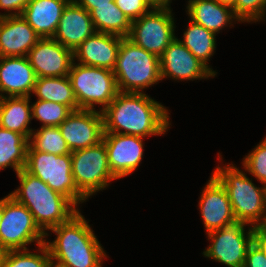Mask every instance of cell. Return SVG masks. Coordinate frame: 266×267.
<instances>
[{
	"instance_id": "cell-40",
	"label": "cell",
	"mask_w": 266,
	"mask_h": 267,
	"mask_svg": "<svg viewBox=\"0 0 266 267\" xmlns=\"http://www.w3.org/2000/svg\"><path fill=\"white\" fill-rule=\"evenodd\" d=\"M46 267H66L65 265H62L58 262H56L55 260L51 259L48 261L47 266Z\"/></svg>"
},
{
	"instance_id": "cell-22",
	"label": "cell",
	"mask_w": 266,
	"mask_h": 267,
	"mask_svg": "<svg viewBox=\"0 0 266 267\" xmlns=\"http://www.w3.org/2000/svg\"><path fill=\"white\" fill-rule=\"evenodd\" d=\"M186 9L189 20L200 24L216 35L228 26L233 27L234 22H239L232 8L215 0H188Z\"/></svg>"
},
{
	"instance_id": "cell-36",
	"label": "cell",
	"mask_w": 266,
	"mask_h": 267,
	"mask_svg": "<svg viewBox=\"0 0 266 267\" xmlns=\"http://www.w3.org/2000/svg\"><path fill=\"white\" fill-rule=\"evenodd\" d=\"M253 242L266 256V224L254 226Z\"/></svg>"
},
{
	"instance_id": "cell-4",
	"label": "cell",
	"mask_w": 266,
	"mask_h": 267,
	"mask_svg": "<svg viewBox=\"0 0 266 267\" xmlns=\"http://www.w3.org/2000/svg\"><path fill=\"white\" fill-rule=\"evenodd\" d=\"M211 174L225 187L236 221L253 227L265 224V185L257 187L245 171L232 163H225V166L220 163Z\"/></svg>"
},
{
	"instance_id": "cell-13",
	"label": "cell",
	"mask_w": 266,
	"mask_h": 267,
	"mask_svg": "<svg viewBox=\"0 0 266 267\" xmlns=\"http://www.w3.org/2000/svg\"><path fill=\"white\" fill-rule=\"evenodd\" d=\"M160 58L161 79L193 81L215 77L216 75L186 48L179 38L165 49Z\"/></svg>"
},
{
	"instance_id": "cell-34",
	"label": "cell",
	"mask_w": 266,
	"mask_h": 267,
	"mask_svg": "<svg viewBox=\"0 0 266 267\" xmlns=\"http://www.w3.org/2000/svg\"><path fill=\"white\" fill-rule=\"evenodd\" d=\"M243 267H266V256L254 242L247 249Z\"/></svg>"
},
{
	"instance_id": "cell-39",
	"label": "cell",
	"mask_w": 266,
	"mask_h": 267,
	"mask_svg": "<svg viewBox=\"0 0 266 267\" xmlns=\"http://www.w3.org/2000/svg\"><path fill=\"white\" fill-rule=\"evenodd\" d=\"M220 4L226 5L230 8H233L235 6L236 0H215Z\"/></svg>"
},
{
	"instance_id": "cell-33",
	"label": "cell",
	"mask_w": 266,
	"mask_h": 267,
	"mask_svg": "<svg viewBox=\"0 0 266 267\" xmlns=\"http://www.w3.org/2000/svg\"><path fill=\"white\" fill-rule=\"evenodd\" d=\"M117 7L133 21L148 13L152 8L146 0H114Z\"/></svg>"
},
{
	"instance_id": "cell-12",
	"label": "cell",
	"mask_w": 266,
	"mask_h": 267,
	"mask_svg": "<svg viewBox=\"0 0 266 267\" xmlns=\"http://www.w3.org/2000/svg\"><path fill=\"white\" fill-rule=\"evenodd\" d=\"M58 127L71 152L95 146L103 140L104 119L98 110L73 111Z\"/></svg>"
},
{
	"instance_id": "cell-6",
	"label": "cell",
	"mask_w": 266,
	"mask_h": 267,
	"mask_svg": "<svg viewBox=\"0 0 266 267\" xmlns=\"http://www.w3.org/2000/svg\"><path fill=\"white\" fill-rule=\"evenodd\" d=\"M73 92L80 109L102 112L119 93L112 70L86 66L75 61L69 71ZM101 106L98 109L95 107Z\"/></svg>"
},
{
	"instance_id": "cell-37",
	"label": "cell",
	"mask_w": 266,
	"mask_h": 267,
	"mask_svg": "<svg viewBox=\"0 0 266 267\" xmlns=\"http://www.w3.org/2000/svg\"><path fill=\"white\" fill-rule=\"evenodd\" d=\"M78 6L83 7L89 13L98 6L116 5L114 0H73Z\"/></svg>"
},
{
	"instance_id": "cell-15",
	"label": "cell",
	"mask_w": 266,
	"mask_h": 267,
	"mask_svg": "<svg viewBox=\"0 0 266 267\" xmlns=\"http://www.w3.org/2000/svg\"><path fill=\"white\" fill-rule=\"evenodd\" d=\"M27 58L36 77L68 76L74 62L73 51L54 38H40Z\"/></svg>"
},
{
	"instance_id": "cell-21",
	"label": "cell",
	"mask_w": 266,
	"mask_h": 267,
	"mask_svg": "<svg viewBox=\"0 0 266 267\" xmlns=\"http://www.w3.org/2000/svg\"><path fill=\"white\" fill-rule=\"evenodd\" d=\"M71 0H31L22 16L40 38H53L62 12Z\"/></svg>"
},
{
	"instance_id": "cell-29",
	"label": "cell",
	"mask_w": 266,
	"mask_h": 267,
	"mask_svg": "<svg viewBox=\"0 0 266 267\" xmlns=\"http://www.w3.org/2000/svg\"><path fill=\"white\" fill-rule=\"evenodd\" d=\"M37 253L25 250H11L2 252L0 267H46L50 260V253L45 243L39 245Z\"/></svg>"
},
{
	"instance_id": "cell-27",
	"label": "cell",
	"mask_w": 266,
	"mask_h": 267,
	"mask_svg": "<svg viewBox=\"0 0 266 267\" xmlns=\"http://www.w3.org/2000/svg\"><path fill=\"white\" fill-rule=\"evenodd\" d=\"M96 32L110 33L128 37L132 21L117 5H103L90 12Z\"/></svg>"
},
{
	"instance_id": "cell-11",
	"label": "cell",
	"mask_w": 266,
	"mask_h": 267,
	"mask_svg": "<svg viewBox=\"0 0 266 267\" xmlns=\"http://www.w3.org/2000/svg\"><path fill=\"white\" fill-rule=\"evenodd\" d=\"M172 9H151L132 21L128 38L139 47L160 57L175 39Z\"/></svg>"
},
{
	"instance_id": "cell-8",
	"label": "cell",
	"mask_w": 266,
	"mask_h": 267,
	"mask_svg": "<svg viewBox=\"0 0 266 267\" xmlns=\"http://www.w3.org/2000/svg\"><path fill=\"white\" fill-rule=\"evenodd\" d=\"M46 234L34 221L25 205L18 203L9 194L3 197V216L0 224V251L25 250L35 242L45 243Z\"/></svg>"
},
{
	"instance_id": "cell-1",
	"label": "cell",
	"mask_w": 266,
	"mask_h": 267,
	"mask_svg": "<svg viewBox=\"0 0 266 267\" xmlns=\"http://www.w3.org/2000/svg\"><path fill=\"white\" fill-rule=\"evenodd\" d=\"M169 111L146 93L119 92L102 111L104 133L142 138L164 135L171 125Z\"/></svg>"
},
{
	"instance_id": "cell-5",
	"label": "cell",
	"mask_w": 266,
	"mask_h": 267,
	"mask_svg": "<svg viewBox=\"0 0 266 267\" xmlns=\"http://www.w3.org/2000/svg\"><path fill=\"white\" fill-rule=\"evenodd\" d=\"M112 71L118 90L123 93H144V89L162 81L160 58L139 47L128 37H122Z\"/></svg>"
},
{
	"instance_id": "cell-2",
	"label": "cell",
	"mask_w": 266,
	"mask_h": 267,
	"mask_svg": "<svg viewBox=\"0 0 266 267\" xmlns=\"http://www.w3.org/2000/svg\"><path fill=\"white\" fill-rule=\"evenodd\" d=\"M79 210L67 222L50 229L56 238L47 239L50 258L66 267H102L106 251Z\"/></svg>"
},
{
	"instance_id": "cell-9",
	"label": "cell",
	"mask_w": 266,
	"mask_h": 267,
	"mask_svg": "<svg viewBox=\"0 0 266 267\" xmlns=\"http://www.w3.org/2000/svg\"><path fill=\"white\" fill-rule=\"evenodd\" d=\"M72 174L78 190L87 198L106 190L111 181L118 180L108 164L106 146L99 144L71 152Z\"/></svg>"
},
{
	"instance_id": "cell-28",
	"label": "cell",
	"mask_w": 266,
	"mask_h": 267,
	"mask_svg": "<svg viewBox=\"0 0 266 267\" xmlns=\"http://www.w3.org/2000/svg\"><path fill=\"white\" fill-rule=\"evenodd\" d=\"M29 144L36 150L56 155H71V151L58 126L33 129Z\"/></svg>"
},
{
	"instance_id": "cell-41",
	"label": "cell",
	"mask_w": 266,
	"mask_h": 267,
	"mask_svg": "<svg viewBox=\"0 0 266 267\" xmlns=\"http://www.w3.org/2000/svg\"><path fill=\"white\" fill-rule=\"evenodd\" d=\"M2 216H3V198L0 199V224L2 221Z\"/></svg>"
},
{
	"instance_id": "cell-25",
	"label": "cell",
	"mask_w": 266,
	"mask_h": 267,
	"mask_svg": "<svg viewBox=\"0 0 266 267\" xmlns=\"http://www.w3.org/2000/svg\"><path fill=\"white\" fill-rule=\"evenodd\" d=\"M28 145L22 134L0 127V170L11 167L17 174L24 169Z\"/></svg>"
},
{
	"instance_id": "cell-30",
	"label": "cell",
	"mask_w": 266,
	"mask_h": 267,
	"mask_svg": "<svg viewBox=\"0 0 266 267\" xmlns=\"http://www.w3.org/2000/svg\"><path fill=\"white\" fill-rule=\"evenodd\" d=\"M72 112L70 107L53 101L31 102L32 119L39 120L41 127L59 126Z\"/></svg>"
},
{
	"instance_id": "cell-16",
	"label": "cell",
	"mask_w": 266,
	"mask_h": 267,
	"mask_svg": "<svg viewBox=\"0 0 266 267\" xmlns=\"http://www.w3.org/2000/svg\"><path fill=\"white\" fill-rule=\"evenodd\" d=\"M198 204L205 233L236 222L228 193L213 174L203 187Z\"/></svg>"
},
{
	"instance_id": "cell-19",
	"label": "cell",
	"mask_w": 266,
	"mask_h": 267,
	"mask_svg": "<svg viewBox=\"0 0 266 267\" xmlns=\"http://www.w3.org/2000/svg\"><path fill=\"white\" fill-rule=\"evenodd\" d=\"M40 37L20 16L0 18V57H24Z\"/></svg>"
},
{
	"instance_id": "cell-14",
	"label": "cell",
	"mask_w": 266,
	"mask_h": 267,
	"mask_svg": "<svg viewBox=\"0 0 266 267\" xmlns=\"http://www.w3.org/2000/svg\"><path fill=\"white\" fill-rule=\"evenodd\" d=\"M142 137L126 134L104 133L108 164L112 174L119 180L133 174L144 156Z\"/></svg>"
},
{
	"instance_id": "cell-38",
	"label": "cell",
	"mask_w": 266,
	"mask_h": 267,
	"mask_svg": "<svg viewBox=\"0 0 266 267\" xmlns=\"http://www.w3.org/2000/svg\"><path fill=\"white\" fill-rule=\"evenodd\" d=\"M153 9H170L172 0H146Z\"/></svg>"
},
{
	"instance_id": "cell-23",
	"label": "cell",
	"mask_w": 266,
	"mask_h": 267,
	"mask_svg": "<svg viewBox=\"0 0 266 267\" xmlns=\"http://www.w3.org/2000/svg\"><path fill=\"white\" fill-rule=\"evenodd\" d=\"M31 97L0 98V127L22 134L28 140L33 129L29 127L32 120Z\"/></svg>"
},
{
	"instance_id": "cell-7",
	"label": "cell",
	"mask_w": 266,
	"mask_h": 267,
	"mask_svg": "<svg viewBox=\"0 0 266 267\" xmlns=\"http://www.w3.org/2000/svg\"><path fill=\"white\" fill-rule=\"evenodd\" d=\"M28 173L38 177L51 189L67 197L77 208L88 199L78 190L73 174L71 155H56L27 148Z\"/></svg>"
},
{
	"instance_id": "cell-35",
	"label": "cell",
	"mask_w": 266,
	"mask_h": 267,
	"mask_svg": "<svg viewBox=\"0 0 266 267\" xmlns=\"http://www.w3.org/2000/svg\"><path fill=\"white\" fill-rule=\"evenodd\" d=\"M30 1L31 0H0V9L5 10L4 13H0V18L22 15L25 7Z\"/></svg>"
},
{
	"instance_id": "cell-31",
	"label": "cell",
	"mask_w": 266,
	"mask_h": 267,
	"mask_svg": "<svg viewBox=\"0 0 266 267\" xmlns=\"http://www.w3.org/2000/svg\"><path fill=\"white\" fill-rule=\"evenodd\" d=\"M243 170L266 186V136L242 160Z\"/></svg>"
},
{
	"instance_id": "cell-26",
	"label": "cell",
	"mask_w": 266,
	"mask_h": 267,
	"mask_svg": "<svg viewBox=\"0 0 266 267\" xmlns=\"http://www.w3.org/2000/svg\"><path fill=\"white\" fill-rule=\"evenodd\" d=\"M187 25L188 27L183 33V39L179 38V40L197 59L217 75L218 73L208 63L216 52V34L192 20Z\"/></svg>"
},
{
	"instance_id": "cell-17",
	"label": "cell",
	"mask_w": 266,
	"mask_h": 267,
	"mask_svg": "<svg viewBox=\"0 0 266 267\" xmlns=\"http://www.w3.org/2000/svg\"><path fill=\"white\" fill-rule=\"evenodd\" d=\"M36 78L27 56L0 57V98L31 97Z\"/></svg>"
},
{
	"instance_id": "cell-24",
	"label": "cell",
	"mask_w": 266,
	"mask_h": 267,
	"mask_svg": "<svg viewBox=\"0 0 266 267\" xmlns=\"http://www.w3.org/2000/svg\"><path fill=\"white\" fill-rule=\"evenodd\" d=\"M32 94L37 100L53 101L79 110L69 76L37 77Z\"/></svg>"
},
{
	"instance_id": "cell-18",
	"label": "cell",
	"mask_w": 266,
	"mask_h": 267,
	"mask_svg": "<svg viewBox=\"0 0 266 267\" xmlns=\"http://www.w3.org/2000/svg\"><path fill=\"white\" fill-rule=\"evenodd\" d=\"M121 40L122 36L95 32L73 51L74 61L86 66L113 70Z\"/></svg>"
},
{
	"instance_id": "cell-3",
	"label": "cell",
	"mask_w": 266,
	"mask_h": 267,
	"mask_svg": "<svg viewBox=\"0 0 266 267\" xmlns=\"http://www.w3.org/2000/svg\"><path fill=\"white\" fill-rule=\"evenodd\" d=\"M16 176L20 186L9 195L27 207L46 237L49 236L47 232L51 228L67 222L80 210L67 197L54 191L25 169L18 172Z\"/></svg>"
},
{
	"instance_id": "cell-32",
	"label": "cell",
	"mask_w": 266,
	"mask_h": 267,
	"mask_svg": "<svg viewBox=\"0 0 266 267\" xmlns=\"http://www.w3.org/2000/svg\"><path fill=\"white\" fill-rule=\"evenodd\" d=\"M232 9L239 23L265 21L266 0H236Z\"/></svg>"
},
{
	"instance_id": "cell-10",
	"label": "cell",
	"mask_w": 266,
	"mask_h": 267,
	"mask_svg": "<svg viewBox=\"0 0 266 267\" xmlns=\"http://www.w3.org/2000/svg\"><path fill=\"white\" fill-rule=\"evenodd\" d=\"M253 229V226L236 221L206 233L211 243L203 251V256L227 267H243L247 249L253 243Z\"/></svg>"
},
{
	"instance_id": "cell-20",
	"label": "cell",
	"mask_w": 266,
	"mask_h": 267,
	"mask_svg": "<svg viewBox=\"0 0 266 267\" xmlns=\"http://www.w3.org/2000/svg\"><path fill=\"white\" fill-rule=\"evenodd\" d=\"M95 32L90 13L71 0L62 12L53 38L74 51Z\"/></svg>"
}]
</instances>
